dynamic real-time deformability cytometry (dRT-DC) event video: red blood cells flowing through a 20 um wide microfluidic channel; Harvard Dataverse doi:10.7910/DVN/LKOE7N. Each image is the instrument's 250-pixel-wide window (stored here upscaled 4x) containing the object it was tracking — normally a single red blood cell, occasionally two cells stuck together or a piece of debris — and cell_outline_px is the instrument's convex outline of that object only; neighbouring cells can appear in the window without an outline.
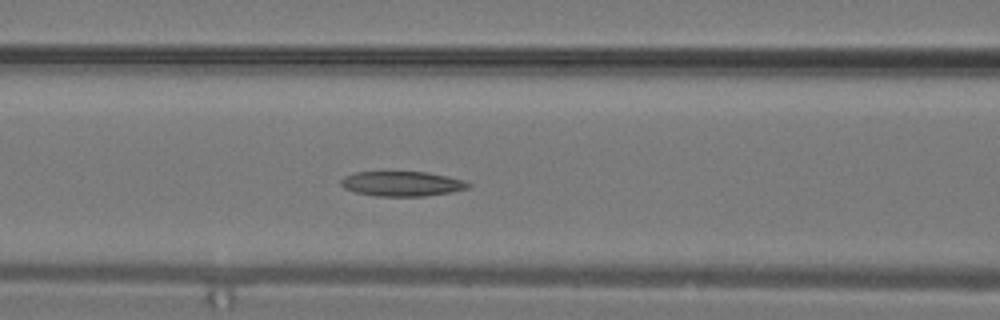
{"species": "common noctule bat (a hibernating species)", "species_latin": "Nyctalus noctula", "temperature_condition": "warm", "stored_images_in_passage": 8, "camera_frame_rate_fps": 3000, "um_per_image_px": 0.085, "animal": {"sex": "male", "body_mass_g": 19.2, "forearm_length_mm": 51.8}, "frame": {"image": 1, "passage_image": 4, "time_ms": 1.0, "image_size_px": [1000, 320], "cell_outline_px": [[472, 184], [468, 188], [452, 192], [424, 196], [376, 196], [356, 192], [344, 188], [340, 184], [340, 180], [344, 176], [356, 172], [388, 168], [428, 172], [448, 176], [464, 180]], "centroid_in_image_um": [34.13, 15.56], "position_along_channel_um": 132.5, "area_um2": 19.54}}
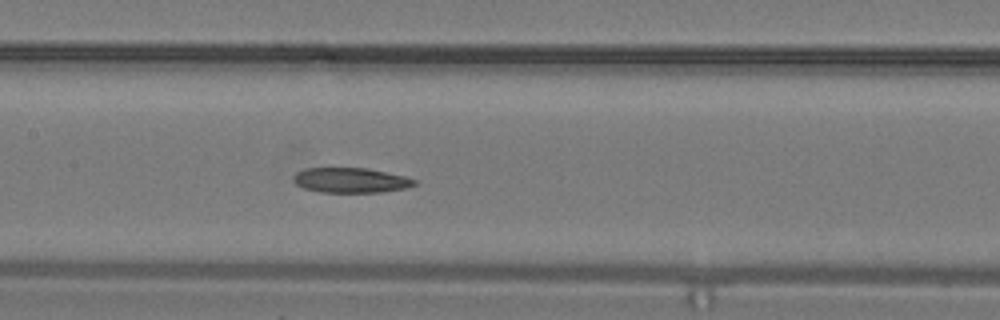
{"frame": {"image": 2, "passage_image": 6, "time_ms": 1.667, "image_size_px": [1000, 320], "cell_outline_px": [[416, 184], [408, 188], [384, 192], [320, 192], [304, 188], [296, 184], [292, 180], [292, 176], [296, 172], [304, 168], [368, 168], [404, 176], [416, 180]], "centroid_in_image_um": [29.8, 15.32], "position_along_channel_um": 177.6, "area_um2": 17.74}}
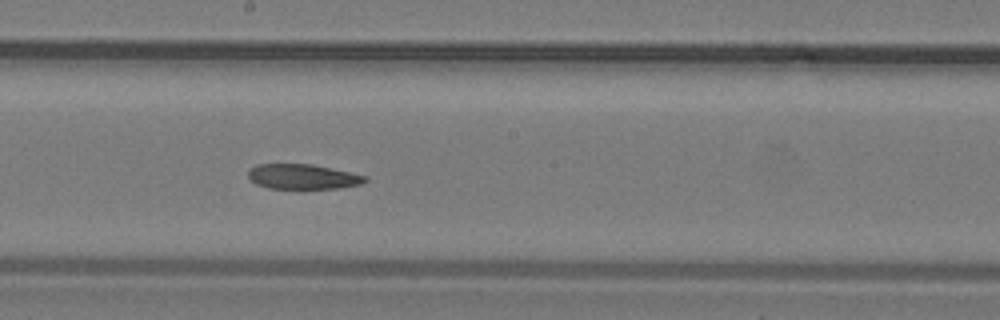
{"frame": {"image": 3, "passage_image": 8, "time_ms": 2.333, "image_size_px": [1000, 320], "cell_outline_px": [[368, 180], [360, 184], [340, 188], [300, 192], [268, 188], [256, 184], [248, 176], [248, 172], [256, 164], [312, 164], [368, 176]], "centroid_in_image_um": [25.75, 15.07], "position_along_channel_um": 222.5, "area_um2": 17.92}}